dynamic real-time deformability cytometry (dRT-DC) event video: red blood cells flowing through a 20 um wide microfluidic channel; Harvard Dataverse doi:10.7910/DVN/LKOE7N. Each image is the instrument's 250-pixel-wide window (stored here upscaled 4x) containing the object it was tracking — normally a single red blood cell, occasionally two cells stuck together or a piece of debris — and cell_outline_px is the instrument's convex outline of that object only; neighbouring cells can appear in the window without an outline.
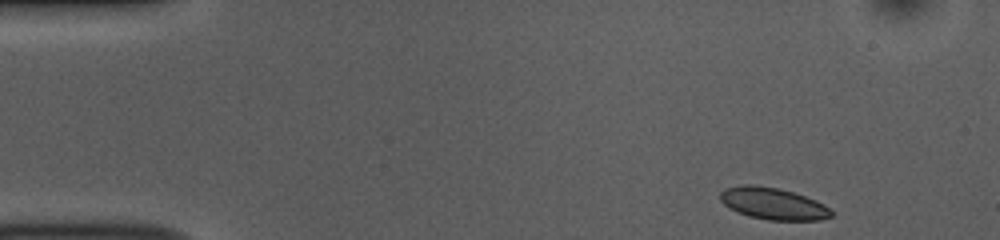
{"species": "common noctule bat (a hibernating species)", "species_latin": "Nyctalus noctula", "temperature_condition": "room temperature", "stored_images_in_passage": 48, "camera_frame_rate_fps": 3000, "um_per_image_px": 0.085, "animal": {"sex": "female", "body_mass_g": 10.0, "forearm_length_mm": 53.1}, "frame": {"image": 1, "passage_image": 1, "time_ms": 0.0, "image_size_px": [1000, 240], "cell_outline_px": [[832, 216], [820, 220], [768, 220], [748, 216], [728, 208], [720, 200], [720, 192], [724, 188], [744, 184], [752, 184], [780, 188], [816, 200], [824, 204], [832, 212]], "centroid_in_image_um": [65.68, 17.3], "position_along_channel_um": 19.3, "area_um2": 20.69}}
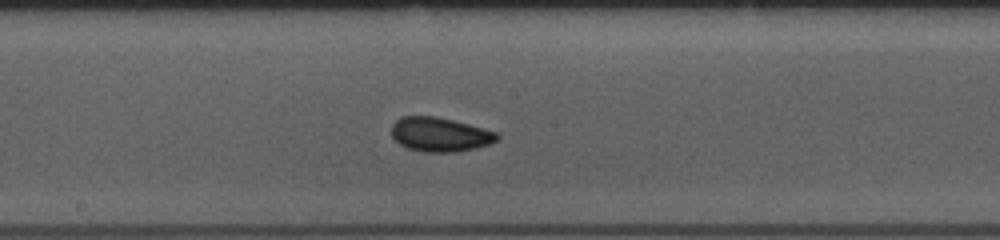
{"frame": {"image": 2, "passage_image": 23, "time_ms": 7.333, "image_size_px": [1000, 240], "cell_outline_px": [[500, 140], [476, 148], [456, 152], [424, 152], [408, 148], [400, 144], [392, 136], [392, 124], [400, 116], [436, 116], [468, 124], [496, 132], [500, 136]], "centroid_in_image_um": [37.4, 11.43], "position_along_channel_um": 210.8, "area_um2": 21.04}}
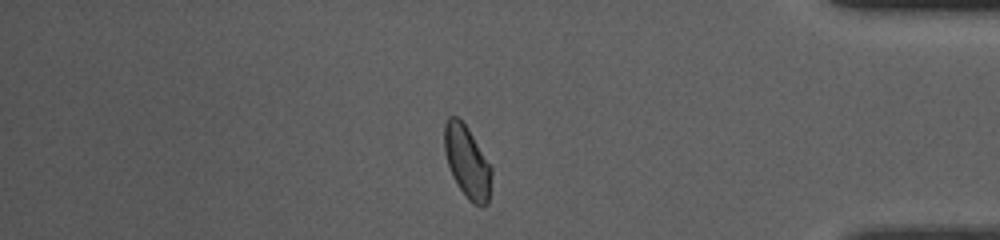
{"frame": {"image": 3, "passage_image": 40, "time_ms": 13.0, "image_size_px": [1000, 240], "cell_outline_px": [[492, 172], [488, 204], [484, 208], [480, 208], [472, 204], [468, 200], [452, 176], [444, 152], [444, 124], [448, 116], [456, 116], [468, 128], [492, 168]], "centroid_in_image_um": [39.71, 13.8], "position_along_channel_um": 395.5, "area_um2": 19.94}, "authors_computed_cell_mechanics": {"area_um2": 20.3745, "velocity_mm_per_s": 3.7917, "shape_relaxation_time_tau1_ms": 3.1146, "shape_relaxation_time_tau2_ms": 1.7817, "deformation_change_tau1": 0.0904, "deformation_change_tau2": 0.0718}}